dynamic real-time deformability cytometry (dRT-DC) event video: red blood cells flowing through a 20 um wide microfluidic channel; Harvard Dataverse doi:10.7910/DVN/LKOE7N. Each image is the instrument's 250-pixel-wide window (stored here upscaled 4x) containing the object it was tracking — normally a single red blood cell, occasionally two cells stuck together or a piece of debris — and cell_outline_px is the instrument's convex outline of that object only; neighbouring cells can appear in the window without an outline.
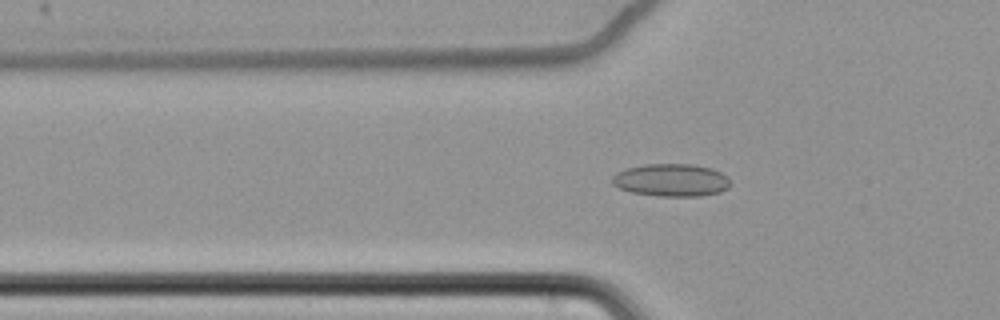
{"species": "common noctule bat (a hibernating species)", "species_latin": "Nyctalus noctula", "temperature_condition": "cold", "stored_images_in_passage": 42, "camera_frame_rate_fps": 3000, "um_per_image_px": 0.085, "animal": {"sex": "female", "body_mass_g": 22.7, "forearm_length_mm": 54.2}, "frame": {"image": 1, "passage_image": 2, "time_ms": 0.333, "image_size_px": [1000, 320], "cell_outline_px": [[728, 188], [720, 192], [700, 196], [660, 196], [632, 192], [620, 188], [612, 184], [612, 176], [616, 172], [628, 168], [644, 164], [692, 164], [712, 168], [728, 176]], "centroid_in_image_um": [57.05, 15.3], "position_along_channel_um": 68.7, "area_um2": 22.43}}
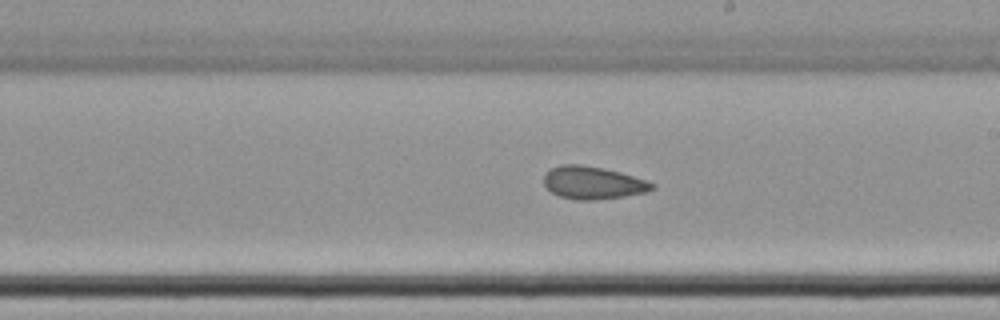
{"frame": {"image": 2, "passage_image": 17, "time_ms": 5.333, "image_size_px": [1000, 320], "cell_outline_px": [[656, 188], [648, 192], [624, 196], [592, 200], [576, 200], [560, 196], [552, 192], [544, 184], [544, 172], [548, 168], [560, 164], [580, 164], [604, 168], [620, 172], [656, 184]], "centroid_in_image_um": [50.37, 15.52], "position_along_channel_um": 238.6, "area_um2": 20.75}}
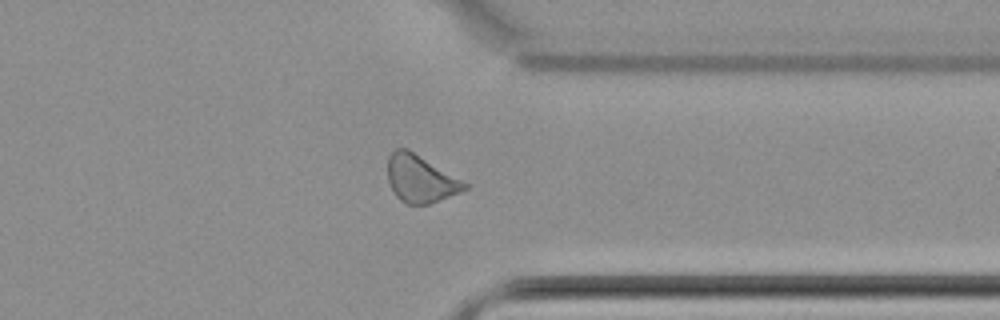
{"frame": {"image": 3, "passage_image": 29, "time_ms": 9.333, "image_size_px": [1000, 320], "cell_outline_px": [[468, 188], [428, 204], [408, 204], [400, 200], [396, 196], [388, 180], [388, 156], [396, 148], [408, 148], [468, 184]], "centroid_in_image_um": [35.7, 15.18], "position_along_channel_um": 375.7, "area_um2": 20.81}, "authors_computed_cell_mechanics": {"area_um2": 20.6924, "velocity_mm_per_s": 3.4613, "shape_relaxation_time_tau1_ms": null, "shape_relaxation_time_tau2_ms": 7.4112, "deformation_change_tau1": null, "deformation_change_tau2": 0.134}}